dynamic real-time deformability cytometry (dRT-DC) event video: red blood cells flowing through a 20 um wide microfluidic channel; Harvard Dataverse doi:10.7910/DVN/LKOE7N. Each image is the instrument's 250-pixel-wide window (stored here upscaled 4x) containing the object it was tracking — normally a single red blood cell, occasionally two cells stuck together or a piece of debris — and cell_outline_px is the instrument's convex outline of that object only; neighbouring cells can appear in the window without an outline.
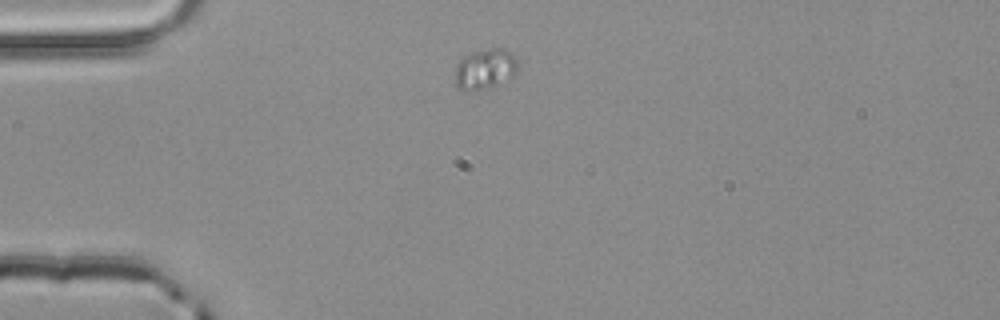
{"species": "common noctule bat (a hibernating species)", "species_latin": "Nyctalus noctula", "temperature_condition": "room temperature", "stored_images_in_passage": 1, "camera_frame_rate_fps": 3000, "um_per_image_px": 0.085, "animal": {"sex": "male", "body_mass_g": 20.4}, "frame": {"image": 1, "passage_image": 1, "time_ms": 0.0, "image_size_px": [1000, 320], "cell_outline_px": [[516, 72], [512, 76], [488, 88], [464, 92], [456, 88], [456, 64], [464, 56], [472, 52], [492, 48], [504, 48], [512, 52], [516, 60]], "centroid_in_image_um": [41.19, 5.86], "position_along_channel_um": 43.8, "area_um2": 14.68}}